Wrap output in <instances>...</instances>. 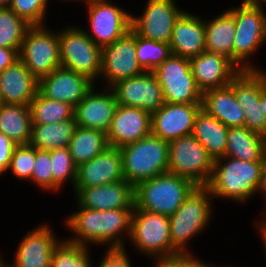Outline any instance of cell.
I'll return each instance as SVG.
<instances>
[{
	"label": "cell",
	"instance_id": "cell-1",
	"mask_svg": "<svg viewBox=\"0 0 266 267\" xmlns=\"http://www.w3.org/2000/svg\"><path fill=\"white\" fill-rule=\"evenodd\" d=\"M133 209L92 210L80 206V211L66 220L68 227L77 236L67 241L85 246L86 241L102 244L116 238L114 242L109 243L111 244L109 249H124L118 234L126 231L130 236Z\"/></svg>",
	"mask_w": 266,
	"mask_h": 267
},
{
	"label": "cell",
	"instance_id": "cell-2",
	"mask_svg": "<svg viewBox=\"0 0 266 267\" xmlns=\"http://www.w3.org/2000/svg\"><path fill=\"white\" fill-rule=\"evenodd\" d=\"M225 159L227 163L222 165ZM262 164L263 161H242L226 156L215 159L211 179L205 187L216 198L247 200L258 192Z\"/></svg>",
	"mask_w": 266,
	"mask_h": 267
},
{
	"label": "cell",
	"instance_id": "cell-3",
	"mask_svg": "<svg viewBox=\"0 0 266 267\" xmlns=\"http://www.w3.org/2000/svg\"><path fill=\"white\" fill-rule=\"evenodd\" d=\"M197 187L190 179L165 173L134 187V209L171 216Z\"/></svg>",
	"mask_w": 266,
	"mask_h": 267
},
{
	"label": "cell",
	"instance_id": "cell-4",
	"mask_svg": "<svg viewBox=\"0 0 266 267\" xmlns=\"http://www.w3.org/2000/svg\"><path fill=\"white\" fill-rule=\"evenodd\" d=\"M124 179L134 187L141 181L168 173V142L150 133L120 148Z\"/></svg>",
	"mask_w": 266,
	"mask_h": 267
},
{
	"label": "cell",
	"instance_id": "cell-5",
	"mask_svg": "<svg viewBox=\"0 0 266 267\" xmlns=\"http://www.w3.org/2000/svg\"><path fill=\"white\" fill-rule=\"evenodd\" d=\"M129 237L141 252L156 255L159 262L180 254L172 246L169 216L133 209Z\"/></svg>",
	"mask_w": 266,
	"mask_h": 267
},
{
	"label": "cell",
	"instance_id": "cell-6",
	"mask_svg": "<svg viewBox=\"0 0 266 267\" xmlns=\"http://www.w3.org/2000/svg\"><path fill=\"white\" fill-rule=\"evenodd\" d=\"M168 173L190 179L197 186H206L212 176L214 159L193 134L168 142Z\"/></svg>",
	"mask_w": 266,
	"mask_h": 267
},
{
	"label": "cell",
	"instance_id": "cell-7",
	"mask_svg": "<svg viewBox=\"0 0 266 267\" xmlns=\"http://www.w3.org/2000/svg\"><path fill=\"white\" fill-rule=\"evenodd\" d=\"M205 186H197L183 204L169 217L172 246L180 253H188L184 246L194 234L202 231L210 219L211 206Z\"/></svg>",
	"mask_w": 266,
	"mask_h": 267
},
{
	"label": "cell",
	"instance_id": "cell-8",
	"mask_svg": "<svg viewBox=\"0 0 266 267\" xmlns=\"http://www.w3.org/2000/svg\"><path fill=\"white\" fill-rule=\"evenodd\" d=\"M20 60L37 79L48 76L61 67L59 34H53L43 25L30 26L22 41Z\"/></svg>",
	"mask_w": 266,
	"mask_h": 267
},
{
	"label": "cell",
	"instance_id": "cell-9",
	"mask_svg": "<svg viewBox=\"0 0 266 267\" xmlns=\"http://www.w3.org/2000/svg\"><path fill=\"white\" fill-rule=\"evenodd\" d=\"M227 11L234 17L236 28L233 62L237 66L240 64L241 70H258L244 63V60L266 40V15L262 7L243 1L241 7Z\"/></svg>",
	"mask_w": 266,
	"mask_h": 267
},
{
	"label": "cell",
	"instance_id": "cell-10",
	"mask_svg": "<svg viewBox=\"0 0 266 267\" xmlns=\"http://www.w3.org/2000/svg\"><path fill=\"white\" fill-rule=\"evenodd\" d=\"M68 28L59 34L61 67L87 76L101 75L102 48L82 29Z\"/></svg>",
	"mask_w": 266,
	"mask_h": 267
},
{
	"label": "cell",
	"instance_id": "cell-11",
	"mask_svg": "<svg viewBox=\"0 0 266 267\" xmlns=\"http://www.w3.org/2000/svg\"><path fill=\"white\" fill-rule=\"evenodd\" d=\"M152 72L166 103L202 104V92L195 83L188 58L172 54Z\"/></svg>",
	"mask_w": 266,
	"mask_h": 267
},
{
	"label": "cell",
	"instance_id": "cell-12",
	"mask_svg": "<svg viewBox=\"0 0 266 267\" xmlns=\"http://www.w3.org/2000/svg\"><path fill=\"white\" fill-rule=\"evenodd\" d=\"M243 108L244 126L266 137V115L261 100L262 71L242 70L229 84Z\"/></svg>",
	"mask_w": 266,
	"mask_h": 267
},
{
	"label": "cell",
	"instance_id": "cell-13",
	"mask_svg": "<svg viewBox=\"0 0 266 267\" xmlns=\"http://www.w3.org/2000/svg\"><path fill=\"white\" fill-rule=\"evenodd\" d=\"M144 72L136 56V32L132 28L124 36L102 48L101 73L111 83L109 87Z\"/></svg>",
	"mask_w": 266,
	"mask_h": 267
},
{
	"label": "cell",
	"instance_id": "cell-14",
	"mask_svg": "<svg viewBox=\"0 0 266 267\" xmlns=\"http://www.w3.org/2000/svg\"><path fill=\"white\" fill-rule=\"evenodd\" d=\"M118 105L138 107L152 114L164 103L163 91L155 74L150 71L123 79L110 87Z\"/></svg>",
	"mask_w": 266,
	"mask_h": 267
},
{
	"label": "cell",
	"instance_id": "cell-15",
	"mask_svg": "<svg viewBox=\"0 0 266 267\" xmlns=\"http://www.w3.org/2000/svg\"><path fill=\"white\" fill-rule=\"evenodd\" d=\"M88 13L91 31L89 36L94 43L103 48L124 36L131 29L132 15L109 4L106 0H88Z\"/></svg>",
	"mask_w": 266,
	"mask_h": 267
},
{
	"label": "cell",
	"instance_id": "cell-16",
	"mask_svg": "<svg viewBox=\"0 0 266 267\" xmlns=\"http://www.w3.org/2000/svg\"><path fill=\"white\" fill-rule=\"evenodd\" d=\"M183 12L174 0H148L144 14L132 16L131 28L143 38L169 44L174 24Z\"/></svg>",
	"mask_w": 266,
	"mask_h": 267
},
{
	"label": "cell",
	"instance_id": "cell-17",
	"mask_svg": "<svg viewBox=\"0 0 266 267\" xmlns=\"http://www.w3.org/2000/svg\"><path fill=\"white\" fill-rule=\"evenodd\" d=\"M202 104L164 103L151 114V133L167 142L193 134Z\"/></svg>",
	"mask_w": 266,
	"mask_h": 267
},
{
	"label": "cell",
	"instance_id": "cell-18",
	"mask_svg": "<svg viewBox=\"0 0 266 267\" xmlns=\"http://www.w3.org/2000/svg\"><path fill=\"white\" fill-rule=\"evenodd\" d=\"M189 60L195 83L202 93L228 86L242 71L231 59L218 53L204 51Z\"/></svg>",
	"mask_w": 266,
	"mask_h": 267
},
{
	"label": "cell",
	"instance_id": "cell-19",
	"mask_svg": "<svg viewBox=\"0 0 266 267\" xmlns=\"http://www.w3.org/2000/svg\"><path fill=\"white\" fill-rule=\"evenodd\" d=\"M92 80L59 67L39 80L38 91L46 98L76 106L93 88Z\"/></svg>",
	"mask_w": 266,
	"mask_h": 267
},
{
	"label": "cell",
	"instance_id": "cell-20",
	"mask_svg": "<svg viewBox=\"0 0 266 267\" xmlns=\"http://www.w3.org/2000/svg\"><path fill=\"white\" fill-rule=\"evenodd\" d=\"M151 133V114L138 107L118 105L106 133L109 147L121 148Z\"/></svg>",
	"mask_w": 266,
	"mask_h": 267
},
{
	"label": "cell",
	"instance_id": "cell-21",
	"mask_svg": "<svg viewBox=\"0 0 266 267\" xmlns=\"http://www.w3.org/2000/svg\"><path fill=\"white\" fill-rule=\"evenodd\" d=\"M124 180L120 148L104 152L77 166L74 187H95Z\"/></svg>",
	"mask_w": 266,
	"mask_h": 267
},
{
	"label": "cell",
	"instance_id": "cell-22",
	"mask_svg": "<svg viewBox=\"0 0 266 267\" xmlns=\"http://www.w3.org/2000/svg\"><path fill=\"white\" fill-rule=\"evenodd\" d=\"M79 206L92 210L134 208V186L125 179L95 186L74 187Z\"/></svg>",
	"mask_w": 266,
	"mask_h": 267
},
{
	"label": "cell",
	"instance_id": "cell-23",
	"mask_svg": "<svg viewBox=\"0 0 266 267\" xmlns=\"http://www.w3.org/2000/svg\"><path fill=\"white\" fill-rule=\"evenodd\" d=\"M93 90L95 89L92 88L75 106L74 117L77 126L107 133L118 102L112 89L111 93L105 89L106 94L103 92L95 94Z\"/></svg>",
	"mask_w": 266,
	"mask_h": 267
},
{
	"label": "cell",
	"instance_id": "cell-24",
	"mask_svg": "<svg viewBox=\"0 0 266 267\" xmlns=\"http://www.w3.org/2000/svg\"><path fill=\"white\" fill-rule=\"evenodd\" d=\"M37 80L19 59L0 72V94L3 104L29 106L38 93Z\"/></svg>",
	"mask_w": 266,
	"mask_h": 267
},
{
	"label": "cell",
	"instance_id": "cell-25",
	"mask_svg": "<svg viewBox=\"0 0 266 267\" xmlns=\"http://www.w3.org/2000/svg\"><path fill=\"white\" fill-rule=\"evenodd\" d=\"M172 54L192 58L206 51L205 22L183 12L174 24L169 42Z\"/></svg>",
	"mask_w": 266,
	"mask_h": 267
},
{
	"label": "cell",
	"instance_id": "cell-26",
	"mask_svg": "<svg viewBox=\"0 0 266 267\" xmlns=\"http://www.w3.org/2000/svg\"><path fill=\"white\" fill-rule=\"evenodd\" d=\"M47 226L31 231L19 244L15 263L10 267H51L52 255L59 244Z\"/></svg>",
	"mask_w": 266,
	"mask_h": 267
},
{
	"label": "cell",
	"instance_id": "cell-27",
	"mask_svg": "<svg viewBox=\"0 0 266 267\" xmlns=\"http://www.w3.org/2000/svg\"><path fill=\"white\" fill-rule=\"evenodd\" d=\"M202 109L228 128L244 126L243 108L237 103L229 85L203 92Z\"/></svg>",
	"mask_w": 266,
	"mask_h": 267
},
{
	"label": "cell",
	"instance_id": "cell-28",
	"mask_svg": "<svg viewBox=\"0 0 266 267\" xmlns=\"http://www.w3.org/2000/svg\"><path fill=\"white\" fill-rule=\"evenodd\" d=\"M266 155V137L245 126L228 129L225 156L242 161H263Z\"/></svg>",
	"mask_w": 266,
	"mask_h": 267
},
{
	"label": "cell",
	"instance_id": "cell-29",
	"mask_svg": "<svg viewBox=\"0 0 266 267\" xmlns=\"http://www.w3.org/2000/svg\"><path fill=\"white\" fill-rule=\"evenodd\" d=\"M228 127L200 109L195 118L193 135L215 160L225 156Z\"/></svg>",
	"mask_w": 266,
	"mask_h": 267
},
{
	"label": "cell",
	"instance_id": "cell-30",
	"mask_svg": "<svg viewBox=\"0 0 266 267\" xmlns=\"http://www.w3.org/2000/svg\"><path fill=\"white\" fill-rule=\"evenodd\" d=\"M77 127L75 117L58 123L32 124L29 144L47 151L68 147Z\"/></svg>",
	"mask_w": 266,
	"mask_h": 267
},
{
	"label": "cell",
	"instance_id": "cell-31",
	"mask_svg": "<svg viewBox=\"0 0 266 267\" xmlns=\"http://www.w3.org/2000/svg\"><path fill=\"white\" fill-rule=\"evenodd\" d=\"M32 119L29 106L3 104L0 107V133L9 137L17 145L29 144Z\"/></svg>",
	"mask_w": 266,
	"mask_h": 267
},
{
	"label": "cell",
	"instance_id": "cell-32",
	"mask_svg": "<svg viewBox=\"0 0 266 267\" xmlns=\"http://www.w3.org/2000/svg\"><path fill=\"white\" fill-rule=\"evenodd\" d=\"M235 32V20L228 11L211 22H205L206 51L224 55L233 61Z\"/></svg>",
	"mask_w": 266,
	"mask_h": 267
},
{
	"label": "cell",
	"instance_id": "cell-33",
	"mask_svg": "<svg viewBox=\"0 0 266 267\" xmlns=\"http://www.w3.org/2000/svg\"><path fill=\"white\" fill-rule=\"evenodd\" d=\"M109 147L106 133L78 126L69 142L73 162L79 164L89 161Z\"/></svg>",
	"mask_w": 266,
	"mask_h": 267
},
{
	"label": "cell",
	"instance_id": "cell-34",
	"mask_svg": "<svg viewBox=\"0 0 266 267\" xmlns=\"http://www.w3.org/2000/svg\"><path fill=\"white\" fill-rule=\"evenodd\" d=\"M32 124H50L74 118L71 104L44 97L39 91L29 105Z\"/></svg>",
	"mask_w": 266,
	"mask_h": 267
},
{
	"label": "cell",
	"instance_id": "cell-35",
	"mask_svg": "<svg viewBox=\"0 0 266 267\" xmlns=\"http://www.w3.org/2000/svg\"><path fill=\"white\" fill-rule=\"evenodd\" d=\"M30 26L10 8H0V47L20 52L24 35Z\"/></svg>",
	"mask_w": 266,
	"mask_h": 267
},
{
	"label": "cell",
	"instance_id": "cell-36",
	"mask_svg": "<svg viewBox=\"0 0 266 267\" xmlns=\"http://www.w3.org/2000/svg\"><path fill=\"white\" fill-rule=\"evenodd\" d=\"M171 55L172 51L169 44L149 40L136 33V56L145 71L152 72Z\"/></svg>",
	"mask_w": 266,
	"mask_h": 267
},
{
	"label": "cell",
	"instance_id": "cell-37",
	"mask_svg": "<svg viewBox=\"0 0 266 267\" xmlns=\"http://www.w3.org/2000/svg\"><path fill=\"white\" fill-rule=\"evenodd\" d=\"M86 245L63 241L55 247L51 267H91Z\"/></svg>",
	"mask_w": 266,
	"mask_h": 267
},
{
	"label": "cell",
	"instance_id": "cell-38",
	"mask_svg": "<svg viewBox=\"0 0 266 267\" xmlns=\"http://www.w3.org/2000/svg\"><path fill=\"white\" fill-rule=\"evenodd\" d=\"M53 173V190L63 185L66 179H72L75 185L77 176V165L73 162L69 148L50 150Z\"/></svg>",
	"mask_w": 266,
	"mask_h": 267
},
{
	"label": "cell",
	"instance_id": "cell-39",
	"mask_svg": "<svg viewBox=\"0 0 266 267\" xmlns=\"http://www.w3.org/2000/svg\"><path fill=\"white\" fill-rule=\"evenodd\" d=\"M34 164L35 148L30 144H21L14 148L8 169L19 178L31 179Z\"/></svg>",
	"mask_w": 266,
	"mask_h": 267
},
{
	"label": "cell",
	"instance_id": "cell-40",
	"mask_svg": "<svg viewBox=\"0 0 266 267\" xmlns=\"http://www.w3.org/2000/svg\"><path fill=\"white\" fill-rule=\"evenodd\" d=\"M47 0H12L10 9L28 24L43 25Z\"/></svg>",
	"mask_w": 266,
	"mask_h": 267
},
{
	"label": "cell",
	"instance_id": "cell-41",
	"mask_svg": "<svg viewBox=\"0 0 266 267\" xmlns=\"http://www.w3.org/2000/svg\"><path fill=\"white\" fill-rule=\"evenodd\" d=\"M31 179L44 189L53 191V173L50 151L35 148V164Z\"/></svg>",
	"mask_w": 266,
	"mask_h": 267
},
{
	"label": "cell",
	"instance_id": "cell-42",
	"mask_svg": "<svg viewBox=\"0 0 266 267\" xmlns=\"http://www.w3.org/2000/svg\"><path fill=\"white\" fill-rule=\"evenodd\" d=\"M125 249H108L99 267H131Z\"/></svg>",
	"mask_w": 266,
	"mask_h": 267
},
{
	"label": "cell",
	"instance_id": "cell-43",
	"mask_svg": "<svg viewBox=\"0 0 266 267\" xmlns=\"http://www.w3.org/2000/svg\"><path fill=\"white\" fill-rule=\"evenodd\" d=\"M9 137L0 133V175L8 170L14 148L16 147Z\"/></svg>",
	"mask_w": 266,
	"mask_h": 267
},
{
	"label": "cell",
	"instance_id": "cell-44",
	"mask_svg": "<svg viewBox=\"0 0 266 267\" xmlns=\"http://www.w3.org/2000/svg\"><path fill=\"white\" fill-rule=\"evenodd\" d=\"M173 267H212L193 258L189 253L177 254L168 261Z\"/></svg>",
	"mask_w": 266,
	"mask_h": 267
},
{
	"label": "cell",
	"instance_id": "cell-45",
	"mask_svg": "<svg viewBox=\"0 0 266 267\" xmlns=\"http://www.w3.org/2000/svg\"><path fill=\"white\" fill-rule=\"evenodd\" d=\"M19 59L20 56L18 50L0 47V72L7 67H10Z\"/></svg>",
	"mask_w": 266,
	"mask_h": 267
},
{
	"label": "cell",
	"instance_id": "cell-46",
	"mask_svg": "<svg viewBox=\"0 0 266 267\" xmlns=\"http://www.w3.org/2000/svg\"><path fill=\"white\" fill-rule=\"evenodd\" d=\"M259 192H264L266 196V155L263 159V164H262V170H261V176H260V183L257 189Z\"/></svg>",
	"mask_w": 266,
	"mask_h": 267
},
{
	"label": "cell",
	"instance_id": "cell-47",
	"mask_svg": "<svg viewBox=\"0 0 266 267\" xmlns=\"http://www.w3.org/2000/svg\"><path fill=\"white\" fill-rule=\"evenodd\" d=\"M265 109V115H266V73H262V93H261V100H260Z\"/></svg>",
	"mask_w": 266,
	"mask_h": 267
},
{
	"label": "cell",
	"instance_id": "cell-48",
	"mask_svg": "<svg viewBox=\"0 0 266 267\" xmlns=\"http://www.w3.org/2000/svg\"><path fill=\"white\" fill-rule=\"evenodd\" d=\"M260 228V232H261V235L265 241V246H266V221H264L263 223L261 222V225L259 226Z\"/></svg>",
	"mask_w": 266,
	"mask_h": 267
},
{
	"label": "cell",
	"instance_id": "cell-49",
	"mask_svg": "<svg viewBox=\"0 0 266 267\" xmlns=\"http://www.w3.org/2000/svg\"><path fill=\"white\" fill-rule=\"evenodd\" d=\"M261 1L266 2V0H244V2L251 4V5H257V6H261Z\"/></svg>",
	"mask_w": 266,
	"mask_h": 267
},
{
	"label": "cell",
	"instance_id": "cell-50",
	"mask_svg": "<svg viewBox=\"0 0 266 267\" xmlns=\"http://www.w3.org/2000/svg\"><path fill=\"white\" fill-rule=\"evenodd\" d=\"M12 0H0V8H9Z\"/></svg>",
	"mask_w": 266,
	"mask_h": 267
},
{
	"label": "cell",
	"instance_id": "cell-51",
	"mask_svg": "<svg viewBox=\"0 0 266 267\" xmlns=\"http://www.w3.org/2000/svg\"><path fill=\"white\" fill-rule=\"evenodd\" d=\"M157 267H173L168 261L157 262Z\"/></svg>",
	"mask_w": 266,
	"mask_h": 267
},
{
	"label": "cell",
	"instance_id": "cell-52",
	"mask_svg": "<svg viewBox=\"0 0 266 267\" xmlns=\"http://www.w3.org/2000/svg\"><path fill=\"white\" fill-rule=\"evenodd\" d=\"M0 267H9V266H5L4 263L1 261V258H0Z\"/></svg>",
	"mask_w": 266,
	"mask_h": 267
},
{
	"label": "cell",
	"instance_id": "cell-53",
	"mask_svg": "<svg viewBox=\"0 0 266 267\" xmlns=\"http://www.w3.org/2000/svg\"><path fill=\"white\" fill-rule=\"evenodd\" d=\"M3 105L1 94H0V107Z\"/></svg>",
	"mask_w": 266,
	"mask_h": 267
}]
</instances>
